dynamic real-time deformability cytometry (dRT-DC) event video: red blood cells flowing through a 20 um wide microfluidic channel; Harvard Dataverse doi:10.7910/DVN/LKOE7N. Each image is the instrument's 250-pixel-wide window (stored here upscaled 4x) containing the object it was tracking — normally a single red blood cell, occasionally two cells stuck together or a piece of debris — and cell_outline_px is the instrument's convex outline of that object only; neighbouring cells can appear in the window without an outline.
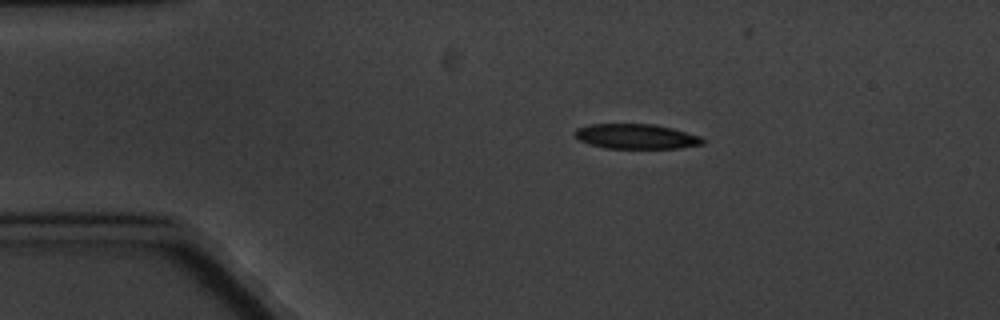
{"species": "common noctule bat (a hibernating species)", "species_latin": "Nyctalus noctula", "temperature_condition": "cold", "stored_images_in_passage": 5, "camera_frame_rate_fps": 3000, "um_per_image_px": 0.085, "animal": {"sex": "male", "body_mass_g": 20.1, "forearm_length_mm": 53.5}, "frame": {"image": 1, "passage_image": 2, "time_ms": 2.0, "image_size_px": [1000, 320], "cell_outline_px": [[704, 144], [680, 148], [604, 148], [580, 140], [572, 136], [572, 132], [576, 128], [588, 124], [652, 124], [672, 128], [700, 136], [704, 140]], "centroid_in_image_um": [54.03, 11.59], "position_along_channel_um": 31.0, "area_um2": 18.61}}
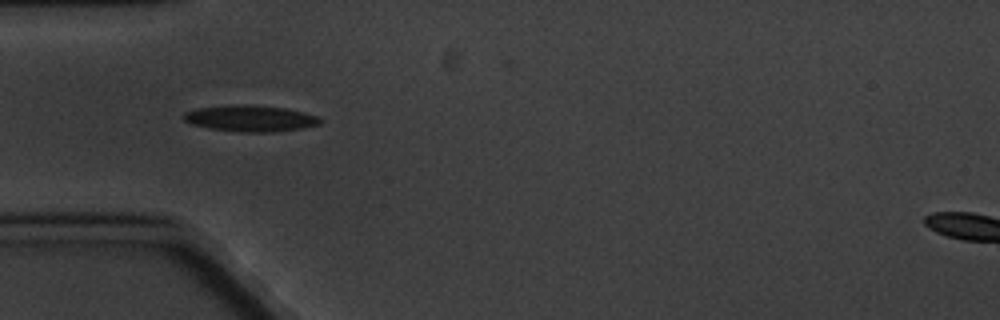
{"frame": {"image": 2, "passage_image": 4, "time_ms": 4.333, "image_size_px": [1000, 320], "cell_outline_px": [[320, 124], [304, 128], [272, 132], [240, 132], [212, 128], [192, 124], [184, 120], [180, 116], [184, 112], [196, 108], [284, 108], [304, 112], [316, 116], [320, 120]], "centroid_in_image_um": [21.3, 10.13], "position_along_channel_um": 63.7, "area_um2": 19.42}}